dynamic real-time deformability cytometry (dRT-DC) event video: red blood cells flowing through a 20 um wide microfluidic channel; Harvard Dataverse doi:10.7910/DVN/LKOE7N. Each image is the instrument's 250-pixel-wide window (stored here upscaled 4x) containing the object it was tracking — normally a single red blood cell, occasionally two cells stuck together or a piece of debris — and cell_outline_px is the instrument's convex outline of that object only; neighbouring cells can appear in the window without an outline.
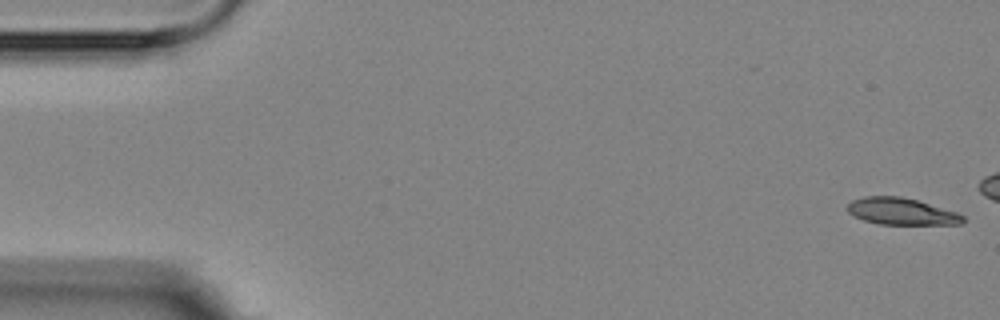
{"species": "Egyptian fruit bat (a non-hibernating species)", "species_latin": "Rousettus aegyptiacus", "temperature_condition": "room temperature", "stored_images_in_passage": 6, "camera_frame_rate_fps": 3000, "um_per_image_px": 0.085, "animal": {"sex": "female"}, "frame": {"image": 1, "passage_image": 1, "time_ms": 0.0, "image_size_px": [1000, 320], "cell_outline_px": [[964, 220], [960, 224], [880, 224], [864, 220], [848, 212], [848, 204], [852, 200], [864, 196], [900, 196], [916, 200], [956, 212], [964, 216]], "centroid_in_image_um": [76.6, 17.96], "position_along_channel_um": 8.4, "area_um2": 17.74}}
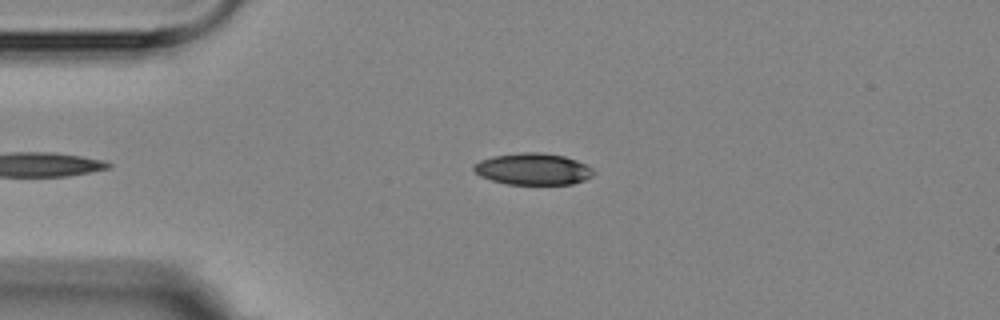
{"frame": {"image": 2, "passage_image": 6, "time_ms": 5.667, "image_size_px": [1000, 320], "cell_outline_px": [[596, 172], [592, 176], [584, 180], [572, 184], [508, 184], [492, 180], [480, 176], [472, 168], [480, 160], [492, 156], [524, 152], [540, 152], [564, 156], [576, 160], [592, 168]], "centroid_in_image_um": [45.32, 14.37], "position_along_channel_um": 39.7, "area_um2": 21.96}}